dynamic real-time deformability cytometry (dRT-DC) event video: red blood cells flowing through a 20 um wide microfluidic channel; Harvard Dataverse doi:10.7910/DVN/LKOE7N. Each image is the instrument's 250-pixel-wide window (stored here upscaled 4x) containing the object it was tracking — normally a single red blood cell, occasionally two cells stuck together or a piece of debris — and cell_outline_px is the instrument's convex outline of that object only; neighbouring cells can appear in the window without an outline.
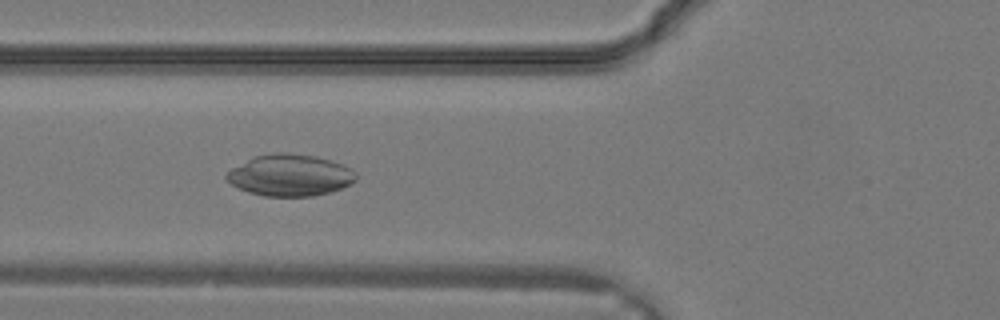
{"species": "common noctule bat (a hibernating species)", "species_latin": "Nyctalus noctula", "temperature_condition": "warm", "stored_images_in_passage": 23, "camera_frame_rate_fps": 3000, "um_per_image_px": 0.085, "animal": {"sex": "male", "body_mass_g": 19.2, "forearm_length_mm": 51.8}, "frame": {"image": 1, "passage_image": 4, "time_ms": 1.0, "image_size_px": [1000, 320], "cell_outline_px": [[356, 180], [332, 192], [312, 196], [264, 196], [248, 192], [232, 184], [224, 176], [232, 168], [256, 156], [276, 152], [288, 152], [316, 156], [352, 168], [356, 172]], "centroid_in_image_um": [24.67, 14.89], "position_along_channel_um": 101.1, "area_um2": 31.15}}
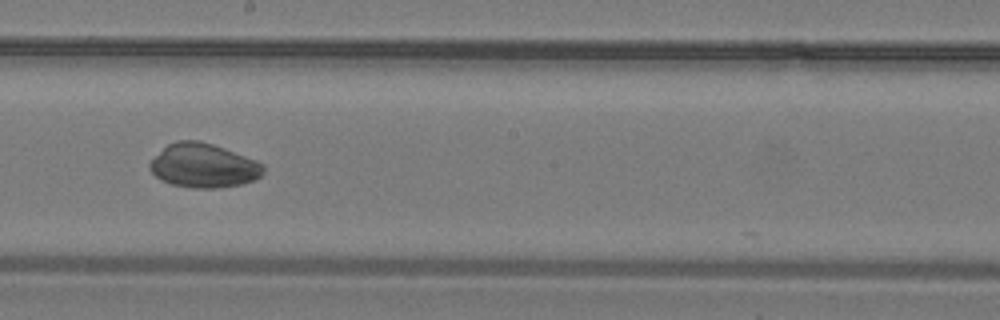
{"frame": {"image": 2, "passage_image": 10, "time_ms": 3.0, "image_size_px": [1000, 320], "cell_outline_px": [[264, 172], [260, 176], [252, 180], [240, 184], [216, 188], [192, 188], [172, 184], [160, 180], [148, 168], [148, 164], [168, 144], [176, 140], [200, 140], [224, 148], [256, 160], [264, 164]], "centroid_in_image_um": [17.29, 14.07], "position_along_channel_um": 230.9, "area_um2": 29.02}}
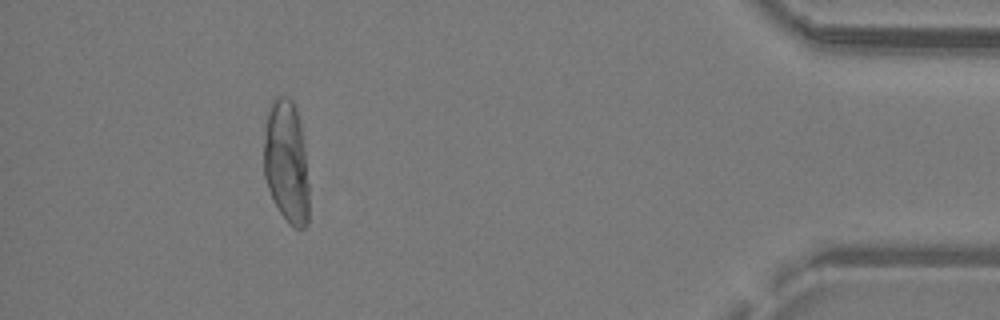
{"frame": {"image": 3, "passage_image": 21, "time_ms": 6.667, "image_size_px": [1000, 320], "cell_outline_px": [[308, 224], [304, 228], [296, 228], [280, 212], [268, 188], [264, 176], [264, 124], [268, 108], [272, 100], [276, 96], [288, 96], [292, 100], [296, 108], [300, 124], [304, 152], [308, 184]], "centroid_in_image_um": [24.32, 13.7], "position_along_channel_um": 410.9, "area_um2": 32.19}}